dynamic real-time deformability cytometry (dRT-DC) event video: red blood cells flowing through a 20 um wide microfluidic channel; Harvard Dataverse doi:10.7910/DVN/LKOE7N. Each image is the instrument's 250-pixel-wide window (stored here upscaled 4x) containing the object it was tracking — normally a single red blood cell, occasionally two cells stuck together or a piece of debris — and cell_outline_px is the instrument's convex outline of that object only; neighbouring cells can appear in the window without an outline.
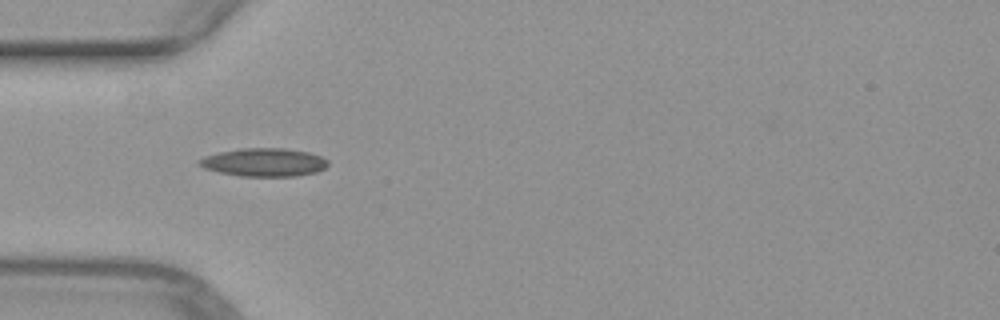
{"species": "common noctule bat (a hibernating species)", "species_latin": "Nyctalus noctula", "temperature_condition": "warm", "stored_images_in_passage": 22, "camera_frame_rate_fps": 3000, "um_per_image_px": 0.085, "animal": {"sex": "female", "body_mass_g": 29.2, "forearm_length_mm": 56.3}, "frame": {"image": 1, "passage_image": 1, "time_ms": 0.0, "image_size_px": [1000, 320], "cell_outline_px": [[328, 164], [324, 168], [316, 172], [296, 176], [240, 176], [220, 172], [204, 168], [196, 164], [196, 160], [204, 156], [220, 152], [240, 148], [284, 148], [308, 152], [320, 156], [328, 160]], "centroid_in_image_um": [22.41, 13.79], "position_along_channel_um": 62.6, "area_um2": 21.21}}
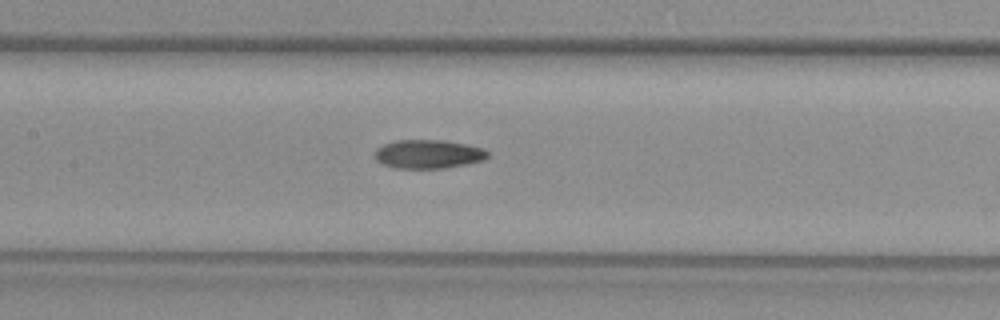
{"frame": {"image": 2, "passage_image": 9, "time_ms": 2.667, "image_size_px": [1000, 320], "cell_outline_px": [[488, 156], [484, 160], [444, 168], [396, 168], [384, 164], [376, 160], [376, 148], [384, 144], [396, 140], [444, 140], [468, 144], [484, 148], [488, 152]], "centroid_in_image_um": [36.43, 13.08], "position_along_channel_um": 171.0, "area_um2": 18.84}}
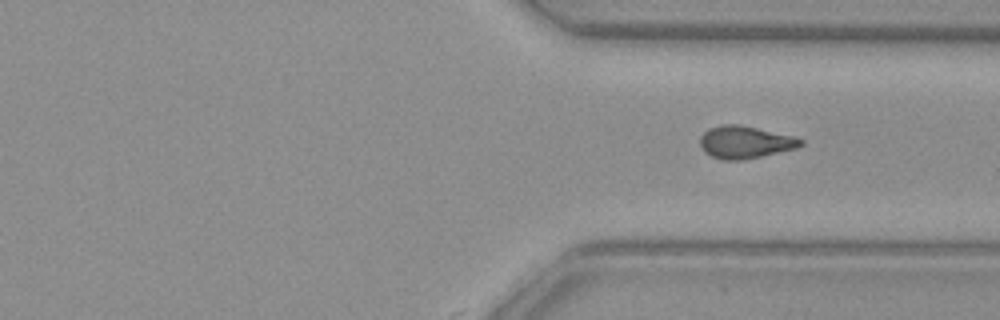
{"frame": {"image": 3, "passage_image": 22, "time_ms": 7.0, "image_size_px": [1000, 320], "cell_outline_px": [[804, 144], [796, 148], [744, 160], [720, 160], [704, 152], [700, 148], [700, 136], [708, 128], [720, 124], [740, 124], [796, 136], [804, 140]], "centroid_in_image_um": [63.32, 12.07], "position_along_channel_um": 348.1, "area_um2": 19.36}}